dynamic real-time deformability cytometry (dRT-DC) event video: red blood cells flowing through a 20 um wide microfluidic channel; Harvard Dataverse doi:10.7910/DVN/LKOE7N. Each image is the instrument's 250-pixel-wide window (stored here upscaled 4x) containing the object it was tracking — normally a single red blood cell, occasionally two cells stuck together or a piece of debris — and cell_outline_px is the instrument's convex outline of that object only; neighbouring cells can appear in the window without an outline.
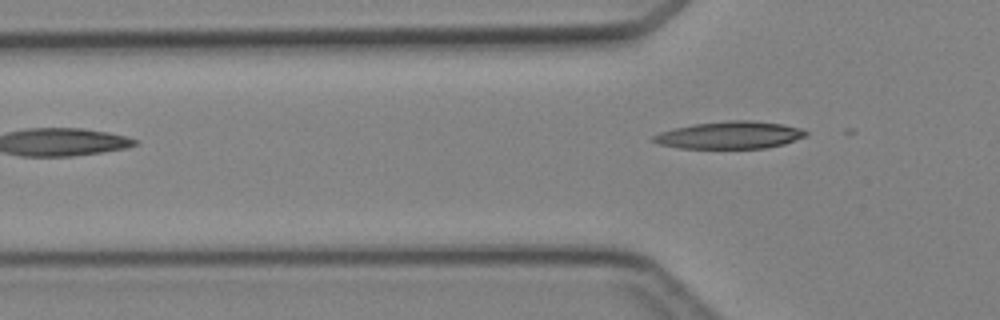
{"species": "Egyptian fruit bat (a non-hibernating species)", "species_latin": "Rousettus aegyptiacus", "temperature_condition": "cold", "stored_images_in_passage": 4, "camera_frame_rate_fps": 3000, "um_per_image_px": 0.085, "animal": {"sex": "female"}, "frame": {"image": 1, "passage_image": 4, "time_ms": 3.667, "image_size_px": [1000, 320], "cell_outline_px": [[808, 132], [804, 136], [784, 144], [768, 148], [680, 148], [660, 144], [652, 140], [652, 136], [660, 132], [692, 124], [728, 120], [752, 120], [784, 124], [800, 128]], "centroid_in_image_um": [62.04, 11.48], "position_along_channel_um": 63.8, "area_um2": 24.22}}